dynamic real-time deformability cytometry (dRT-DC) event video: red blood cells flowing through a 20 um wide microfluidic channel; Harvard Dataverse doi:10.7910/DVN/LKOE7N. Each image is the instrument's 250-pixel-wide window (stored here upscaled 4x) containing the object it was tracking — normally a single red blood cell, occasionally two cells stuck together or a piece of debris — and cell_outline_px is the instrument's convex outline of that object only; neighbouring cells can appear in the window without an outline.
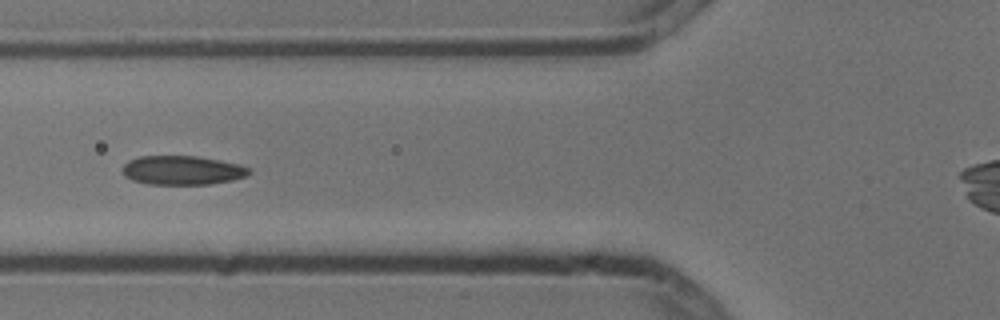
{"species": "common noctule bat (a hibernating species)", "species_latin": "Nyctalus noctula", "temperature_condition": "cold", "stored_images_in_passage": 3, "camera_frame_rate_fps": 3000, "um_per_image_px": 0.085, "animal": {"sex": "male", "body_mass_g": 13.3}, "frame": {"image": 1, "passage_image": 3, "time_ms": 0.667, "image_size_px": [1000, 320], "cell_outline_px": [[252, 172], [248, 176], [232, 180], [208, 184], [148, 184], [132, 180], [124, 176], [120, 168], [128, 160], [140, 156], [196, 156], [240, 164], [252, 168]], "centroid_in_image_um": [15.5, 14.47], "position_along_channel_um": 110.3, "area_um2": 21.68}}